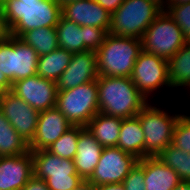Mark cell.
<instances>
[{
	"instance_id": "4dcf8cb0",
	"label": "cell",
	"mask_w": 190,
	"mask_h": 190,
	"mask_svg": "<svg viewBox=\"0 0 190 190\" xmlns=\"http://www.w3.org/2000/svg\"><path fill=\"white\" fill-rule=\"evenodd\" d=\"M144 158L139 159L138 163L131 169L123 180L125 190H146L144 183Z\"/></svg>"
},
{
	"instance_id": "f1b7e54d",
	"label": "cell",
	"mask_w": 190,
	"mask_h": 190,
	"mask_svg": "<svg viewBox=\"0 0 190 190\" xmlns=\"http://www.w3.org/2000/svg\"><path fill=\"white\" fill-rule=\"evenodd\" d=\"M172 145L190 153V115L182 113L174 127Z\"/></svg>"
},
{
	"instance_id": "b9f144b4",
	"label": "cell",
	"mask_w": 190,
	"mask_h": 190,
	"mask_svg": "<svg viewBox=\"0 0 190 190\" xmlns=\"http://www.w3.org/2000/svg\"><path fill=\"white\" fill-rule=\"evenodd\" d=\"M173 190H190V182L181 181Z\"/></svg>"
},
{
	"instance_id": "7402d4cb",
	"label": "cell",
	"mask_w": 190,
	"mask_h": 190,
	"mask_svg": "<svg viewBox=\"0 0 190 190\" xmlns=\"http://www.w3.org/2000/svg\"><path fill=\"white\" fill-rule=\"evenodd\" d=\"M167 63L172 89L186 88L190 91V42H186Z\"/></svg>"
},
{
	"instance_id": "9c48e42d",
	"label": "cell",
	"mask_w": 190,
	"mask_h": 190,
	"mask_svg": "<svg viewBox=\"0 0 190 190\" xmlns=\"http://www.w3.org/2000/svg\"><path fill=\"white\" fill-rule=\"evenodd\" d=\"M130 78L148 101L151 94L159 92L160 89H172L167 60L143 50L134 64Z\"/></svg>"
},
{
	"instance_id": "5bb4252c",
	"label": "cell",
	"mask_w": 190,
	"mask_h": 190,
	"mask_svg": "<svg viewBox=\"0 0 190 190\" xmlns=\"http://www.w3.org/2000/svg\"><path fill=\"white\" fill-rule=\"evenodd\" d=\"M72 126L68 119L56 107L41 111L34 137L29 143L30 151L48 149Z\"/></svg>"
},
{
	"instance_id": "d4e9b609",
	"label": "cell",
	"mask_w": 190,
	"mask_h": 190,
	"mask_svg": "<svg viewBox=\"0 0 190 190\" xmlns=\"http://www.w3.org/2000/svg\"><path fill=\"white\" fill-rule=\"evenodd\" d=\"M30 152L29 143L12 127L0 111V156H15Z\"/></svg>"
},
{
	"instance_id": "ffe728a7",
	"label": "cell",
	"mask_w": 190,
	"mask_h": 190,
	"mask_svg": "<svg viewBox=\"0 0 190 190\" xmlns=\"http://www.w3.org/2000/svg\"><path fill=\"white\" fill-rule=\"evenodd\" d=\"M117 147L138 159L145 158V137L138 116L122 119Z\"/></svg>"
},
{
	"instance_id": "e0dca14e",
	"label": "cell",
	"mask_w": 190,
	"mask_h": 190,
	"mask_svg": "<svg viewBox=\"0 0 190 190\" xmlns=\"http://www.w3.org/2000/svg\"><path fill=\"white\" fill-rule=\"evenodd\" d=\"M103 148L86 127L79 126L77 151L73 162L83 180H88L93 174Z\"/></svg>"
},
{
	"instance_id": "4fadbf2b",
	"label": "cell",
	"mask_w": 190,
	"mask_h": 190,
	"mask_svg": "<svg viewBox=\"0 0 190 190\" xmlns=\"http://www.w3.org/2000/svg\"><path fill=\"white\" fill-rule=\"evenodd\" d=\"M99 77L97 68L96 51H84L73 53L70 64L57 80V90L77 87L78 85L97 80Z\"/></svg>"
},
{
	"instance_id": "52a82bcc",
	"label": "cell",
	"mask_w": 190,
	"mask_h": 190,
	"mask_svg": "<svg viewBox=\"0 0 190 190\" xmlns=\"http://www.w3.org/2000/svg\"><path fill=\"white\" fill-rule=\"evenodd\" d=\"M33 176L46 182L49 190H73L83 179L73 160L62 159L47 149L31 152Z\"/></svg>"
},
{
	"instance_id": "f546056e",
	"label": "cell",
	"mask_w": 190,
	"mask_h": 190,
	"mask_svg": "<svg viewBox=\"0 0 190 190\" xmlns=\"http://www.w3.org/2000/svg\"><path fill=\"white\" fill-rule=\"evenodd\" d=\"M165 12L183 31L185 41L190 42V3L167 6Z\"/></svg>"
},
{
	"instance_id": "603a6c76",
	"label": "cell",
	"mask_w": 190,
	"mask_h": 190,
	"mask_svg": "<svg viewBox=\"0 0 190 190\" xmlns=\"http://www.w3.org/2000/svg\"><path fill=\"white\" fill-rule=\"evenodd\" d=\"M73 53L58 47L56 50L51 51L38 57L37 75L57 82L60 75L70 64Z\"/></svg>"
},
{
	"instance_id": "74e56055",
	"label": "cell",
	"mask_w": 190,
	"mask_h": 190,
	"mask_svg": "<svg viewBox=\"0 0 190 190\" xmlns=\"http://www.w3.org/2000/svg\"><path fill=\"white\" fill-rule=\"evenodd\" d=\"M8 35H9V31H8L5 21H4L2 5L0 3V36L4 39Z\"/></svg>"
},
{
	"instance_id": "484cf974",
	"label": "cell",
	"mask_w": 190,
	"mask_h": 190,
	"mask_svg": "<svg viewBox=\"0 0 190 190\" xmlns=\"http://www.w3.org/2000/svg\"><path fill=\"white\" fill-rule=\"evenodd\" d=\"M19 38L34 48L39 56L49 54L59 47L56 27L32 29L24 32Z\"/></svg>"
},
{
	"instance_id": "5b68a950",
	"label": "cell",
	"mask_w": 190,
	"mask_h": 190,
	"mask_svg": "<svg viewBox=\"0 0 190 190\" xmlns=\"http://www.w3.org/2000/svg\"><path fill=\"white\" fill-rule=\"evenodd\" d=\"M148 103L137 115L145 137V157L158 156L172 143L175 124L182 113Z\"/></svg>"
},
{
	"instance_id": "3957f363",
	"label": "cell",
	"mask_w": 190,
	"mask_h": 190,
	"mask_svg": "<svg viewBox=\"0 0 190 190\" xmlns=\"http://www.w3.org/2000/svg\"><path fill=\"white\" fill-rule=\"evenodd\" d=\"M141 51L140 39L109 33L96 51L99 76L131 77Z\"/></svg>"
},
{
	"instance_id": "7a4b0ae2",
	"label": "cell",
	"mask_w": 190,
	"mask_h": 190,
	"mask_svg": "<svg viewBox=\"0 0 190 190\" xmlns=\"http://www.w3.org/2000/svg\"><path fill=\"white\" fill-rule=\"evenodd\" d=\"M97 85L99 113L126 119L137 116L149 103L130 77L99 76Z\"/></svg>"
},
{
	"instance_id": "d6986e66",
	"label": "cell",
	"mask_w": 190,
	"mask_h": 190,
	"mask_svg": "<svg viewBox=\"0 0 190 190\" xmlns=\"http://www.w3.org/2000/svg\"><path fill=\"white\" fill-rule=\"evenodd\" d=\"M38 57L34 48L12 36V84L37 74Z\"/></svg>"
},
{
	"instance_id": "8992f818",
	"label": "cell",
	"mask_w": 190,
	"mask_h": 190,
	"mask_svg": "<svg viewBox=\"0 0 190 190\" xmlns=\"http://www.w3.org/2000/svg\"><path fill=\"white\" fill-rule=\"evenodd\" d=\"M56 108L73 126L86 127L99 113L97 80L57 91Z\"/></svg>"
},
{
	"instance_id": "277c9868",
	"label": "cell",
	"mask_w": 190,
	"mask_h": 190,
	"mask_svg": "<svg viewBox=\"0 0 190 190\" xmlns=\"http://www.w3.org/2000/svg\"><path fill=\"white\" fill-rule=\"evenodd\" d=\"M161 13L162 10L148 0H124L111 15L109 33L141 40L146 29Z\"/></svg>"
},
{
	"instance_id": "ab89813d",
	"label": "cell",
	"mask_w": 190,
	"mask_h": 190,
	"mask_svg": "<svg viewBox=\"0 0 190 190\" xmlns=\"http://www.w3.org/2000/svg\"><path fill=\"white\" fill-rule=\"evenodd\" d=\"M148 1L152 2L162 11H165L169 0H148Z\"/></svg>"
},
{
	"instance_id": "cb8c5ba5",
	"label": "cell",
	"mask_w": 190,
	"mask_h": 190,
	"mask_svg": "<svg viewBox=\"0 0 190 190\" xmlns=\"http://www.w3.org/2000/svg\"><path fill=\"white\" fill-rule=\"evenodd\" d=\"M56 30L60 48L72 53L85 51V26H80L61 16Z\"/></svg>"
},
{
	"instance_id": "8d00e7d4",
	"label": "cell",
	"mask_w": 190,
	"mask_h": 190,
	"mask_svg": "<svg viewBox=\"0 0 190 190\" xmlns=\"http://www.w3.org/2000/svg\"><path fill=\"white\" fill-rule=\"evenodd\" d=\"M95 190H125L122 183H111L94 186Z\"/></svg>"
},
{
	"instance_id": "83f0119b",
	"label": "cell",
	"mask_w": 190,
	"mask_h": 190,
	"mask_svg": "<svg viewBox=\"0 0 190 190\" xmlns=\"http://www.w3.org/2000/svg\"><path fill=\"white\" fill-rule=\"evenodd\" d=\"M79 126H72L47 150L62 159L73 160L77 151Z\"/></svg>"
},
{
	"instance_id": "f35d334b",
	"label": "cell",
	"mask_w": 190,
	"mask_h": 190,
	"mask_svg": "<svg viewBox=\"0 0 190 190\" xmlns=\"http://www.w3.org/2000/svg\"><path fill=\"white\" fill-rule=\"evenodd\" d=\"M73 190H95L94 185L88 180H83L80 185Z\"/></svg>"
},
{
	"instance_id": "44dd1931",
	"label": "cell",
	"mask_w": 190,
	"mask_h": 190,
	"mask_svg": "<svg viewBox=\"0 0 190 190\" xmlns=\"http://www.w3.org/2000/svg\"><path fill=\"white\" fill-rule=\"evenodd\" d=\"M121 124L119 117L97 113L86 128L102 147H117Z\"/></svg>"
},
{
	"instance_id": "30bf717a",
	"label": "cell",
	"mask_w": 190,
	"mask_h": 190,
	"mask_svg": "<svg viewBox=\"0 0 190 190\" xmlns=\"http://www.w3.org/2000/svg\"><path fill=\"white\" fill-rule=\"evenodd\" d=\"M138 158L118 147H104L98 164L88 179L94 186L122 183Z\"/></svg>"
},
{
	"instance_id": "ac0fdd59",
	"label": "cell",
	"mask_w": 190,
	"mask_h": 190,
	"mask_svg": "<svg viewBox=\"0 0 190 190\" xmlns=\"http://www.w3.org/2000/svg\"><path fill=\"white\" fill-rule=\"evenodd\" d=\"M144 177L146 190H173L181 182L177 172L157 156L144 158Z\"/></svg>"
},
{
	"instance_id": "1f68e13d",
	"label": "cell",
	"mask_w": 190,
	"mask_h": 190,
	"mask_svg": "<svg viewBox=\"0 0 190 190\" xmlns=\"http://www.w3.org/2000/svg\"><path fill=\"white\" fill-rule=\"evenodd\" d=\"M0 72L12 83V35L0 42Z\"/></svg>"
},
{
	"instance_id": "ba28073f",
	"label": "cell",
	"mask_w": 190,
	"mask_h": 190,
	"mask_svg": "<svg viewBox=\"0 0 190 190\" xmlns=\"http://www.w3.org/2000/svg\"><path fill=\"white\" fill-rule=\"evenodd\" d=\"M142 50L166 60L186 44L183 31L165 11L144 32Z\"/></svg>"
},
{
	"instance_id": "7bdbcfd3",
	"label": "cell",
	"mask_w": 190,
	"mask_h": 190,
	"mask_svg": "<svg viewBox=\"0 0 190 190\" xmlns=\"http://www.w3.org/2000/svg\"><path fill=\"white\" fill-rule=\"evenodd\" d=\"M56 1H58L60 6L62 7L63 5H66V4L74 2V1H79V0H56Z\"/></svg>"
},
{
	"instance_id": "9a60e30c",
	"label": "cell",
	"mask_w": 190,
	"mask_h": 190,
	"mask_svg": "<svg viewBox=\"0 0 190 190\" xmlns=\"http://www.w3.org/2000/svg\"><path fill=\"white\" fill-rule=\"evenodd\" d=\"M32 177L31 151L22 155L0 156V190H21Z\"/></svg>"
},
{
	"instance_id": "d590c367",
	"label": "cell",
	"mask_w": 190,
	"mask_h": 190,
	"mask_svg": "<svg viewBox=\"0 0 190 190\" xmlns=\"http://www.w3.org/2000/svg\"><path fill=\"white\" fill-rule=\"evenodd\" d=\"M12 89V83L7 79L4 73L0 72V96Z\"/></svg>"
},
{
	"instance_id": "d6a6232c",
	"label": "cell",
	"mask_w": 190,
	"mask_h": 190,
	"mask_svg": "<svg viewBox=\"0 0 190 190\" xmlns=\"http://www.w3.org/2000/svg\"><path fill=\"white\" fill-rule=\"evenodd\" d=\"M108 34L109 32L105 29L85 26V51H97Z\"/></svg>"
},
{
	"instance_id": "836d02e7",
	"label": "cell",
	"mask_w": 190,
	"mask_h": 190,
	"mask_svg": "<svg viewBox=\"0 0 190 190\" xmlns=\"http://www.w3.org/2000/svg\"><path fill=\"white\" fill-rule=\"evenodd\" d=\"M109 14H113L124 2V0H95Z\"/></svg>"
},
{
	"instance_id": "7c38bea8",
	"label": "cell",
	"mask_w": 190,
	"mask_h": 190,
	"mask_svg": "<svg viewBox=\"0 0 190 190\" xmlns=\"http://www.w3.org/2000/svg\"><path fill=\"white\" fill-rule=\"evenodd\" d=\"M0 111L18 134L30 143L36 131L40 112L11 91L0 96Z\"/></svg>"
},
{
	"instance_id": "4316f807",
	"label": "cell",
	"mask_w": 190,
	"mask_h": 190,
	"mask_svg": "<svg viewBox=\"0 0 190 190\" xmlns=\"http://www.w3.org/2000/svg\"><path fill=\"white\" fill-rule=\"evenodd\" d=\"M157 157L174 169L181 181L190 182V153L170 144Z\"/></svg>"
},
{
	"instance_id": "2e32d148",
	"label": "cell",
	"mask_w": 190,
	"mask_h": 190,
	"mask_svg": "<svg viewBox=\"0 0 190 190\" xmlns=\"http://www.w3.org/2000/svg\"><path fill=\"white\" fill-rule=\"evenodd\" d=\"M62 17L80 26H92L109 32L111 14L95 0H79L61 7Z\"/></svg>"
},
{
	"instance_id": "8fae6325",
	"label": "cell",
	"mask_w": 190,
	"mask_h": 190,
	"mask_svg": "<svg viewBox=\"0 0 190 190\" xmlns=\"http://www.w3.org/2000/svg\"><path fill=\"white\" fill-rule=\"evenodd\" d=\"M57 84L37 74L12 84L11 92L41 112L56 107Z\"/></svg>"
},
{
	"instance_id": "e575fe53",
	"label": "cell",
	"mask_w": 190,
	"mask_h": 190,
	"mask_svg": "<svg viewBox=\"0 0 190 190\" xmlns=\"http://www.w3.org/2000/svg\"><path fill=\"white\" fill-rule=\"evenodd\" d=\"M21 190H49L46 182L42 179L32 177Z\"/></svg>"
},
{
	"instance_id": "6da1fadb",
	"label": "cell",
	"mask_w": 190,
	"mask_h": 190,
	"mask_svg": "<svg viewBox=\"0 0 190 190\" xmlns=\"http://www.w3.org/2000/svg\"><path fill=\"white\" fill-rule=\"evenodd\" d=\"M9 35L20 37L24 32L41 27H56L61 6L56 0H0Z\"/></svg>"
},
{
	"instance_id": "60d3db41",
	"label": "cell",
	"mask_w": 190,
	"mask_h": 190,
	"mask_svg": "<svg viewBox=\"0 0 190 190\" xmlns=\"http://www.w3.org/2000/svg\"><path fill=\"white\" fill-rule=\"evenodd\" d=\"M186 3H190V0H169L167 6H179Z\"/></svg>"
}]
</instances>
